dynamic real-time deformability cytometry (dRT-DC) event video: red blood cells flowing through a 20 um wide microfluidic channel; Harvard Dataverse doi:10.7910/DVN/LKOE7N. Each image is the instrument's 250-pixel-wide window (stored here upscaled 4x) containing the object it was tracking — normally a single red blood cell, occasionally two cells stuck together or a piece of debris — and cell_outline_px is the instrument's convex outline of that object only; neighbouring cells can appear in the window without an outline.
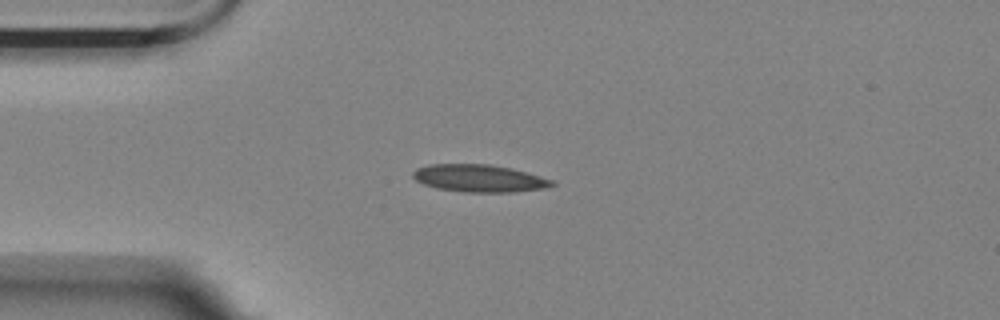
{"species": "Egyptian fruit bat (a non-hibernating species)", "species_latin": "Rousettus aegyptiacus", "temperature_condition": "room temperature", "stored_images_in_passage": 10, "camera_frame_rate_fps": 3000, "um_per_image_px": 0.085, "animal": {"sex": "female"}, "frame": {"image": 1, "passage_image": 4, "time_ms": 1.0, "image_size_px": [1000, 320], "cell_outline_px": [[556, 184], [544, 188], [512, 192], [464, 192], [436, 188], [424, 184], [416, 180], [412, 176], [412, 172], [416, 168], [428, 164], [492, 164], [512, 168], [556, 180]], "centroid_in_image_um": [40.75, 15.15], "position_along_channel_um": 44.3, "area_um2": 22.43}}
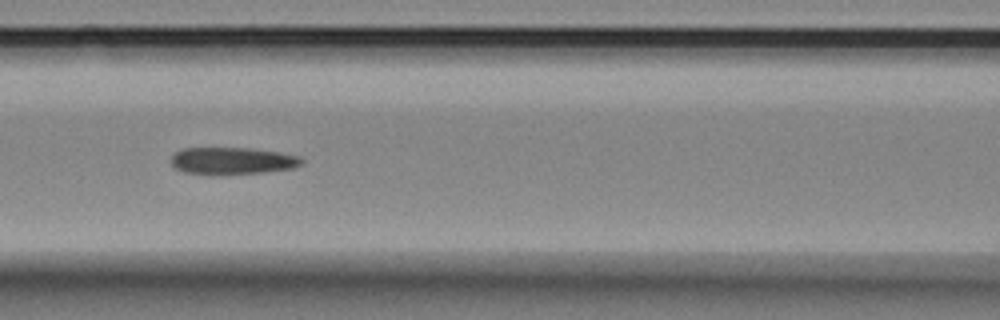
{"frame": {"image": 2, "passage_image": 7, "time_ms": 2.0, "image_size_px": [1000, 320], "cell_outline_px": [[304, 164], [292, 168], [264, 172], [224, 176], [212, 176], [184, 172], [176, 168], [168, 160], [176, 152], [184, 148], [252, 148], [280, 152], [300, 156], [304, 160]], "centroid_in_image_um": [19.75, 13.69], "position_along_channel_um": 146.9, "area_um2": 21.27}}
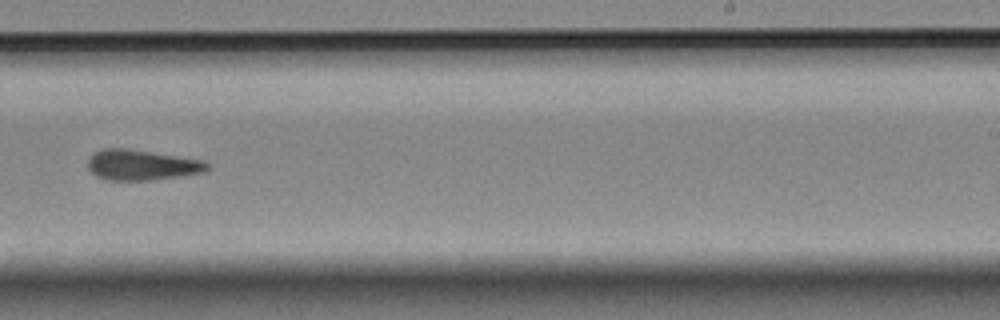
{"frame": {"image": 3, "passage_image": 10, "time_ms": 3.0, "image_size_px": [1000, 320], "cell_outline_px": [[212, 168], [204, 172], [180, 176], [148, 180], [108, 180], [96, 176], [88, 168], [88, 156], [92, 152], [100, 148], [128, 148], [208, 160], [212, 164]], "centroid_in_image_um": [12.09, 14.0], "position_along_channel_um": 276.9, "area_um2": 21.79}}